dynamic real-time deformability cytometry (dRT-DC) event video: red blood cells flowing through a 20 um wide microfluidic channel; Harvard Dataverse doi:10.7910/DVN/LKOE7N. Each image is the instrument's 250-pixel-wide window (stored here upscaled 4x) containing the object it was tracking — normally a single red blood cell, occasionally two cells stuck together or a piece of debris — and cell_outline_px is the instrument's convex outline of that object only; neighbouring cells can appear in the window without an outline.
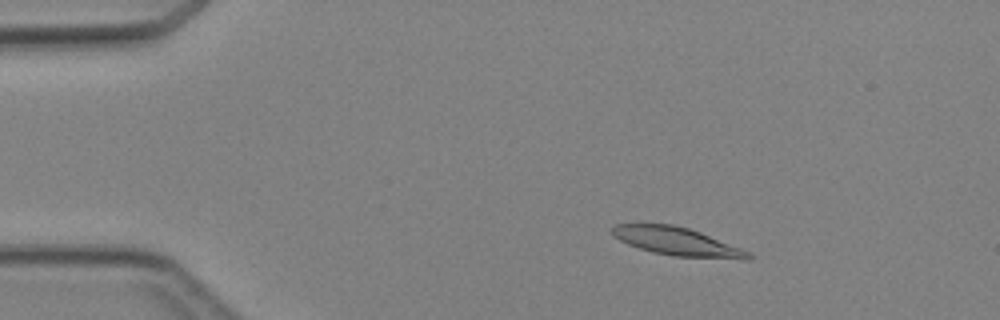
{"species": "Egyptian fruit bat (a non-hibernating species)", "species_latin": "Rousettus aegyptiacus", "temperature_condition": "cold", "stored_images_in_passage": 4, "camera_frame_rate_fps": 3000, "um_per_image_px": 0.085, "animal": {"sex": "female"}, "frame": {"image": 1, "passage_image": 3, "time_ms": 2.333, "image_size_px": [1000, 320], "cell_outline_px": [[752, 260], [744, 260], [672, 256], [652, 252], [628, 244], [612, 236], [612, 228], [616, 224], [672, 224], [688, 228], [700, 232], [740, 248], [748, 252], [752, 256]], "centroid_in_image_um": [57.56, 20.54], "position_along_channel_um": 27.4, "area_um2": 22.31}}